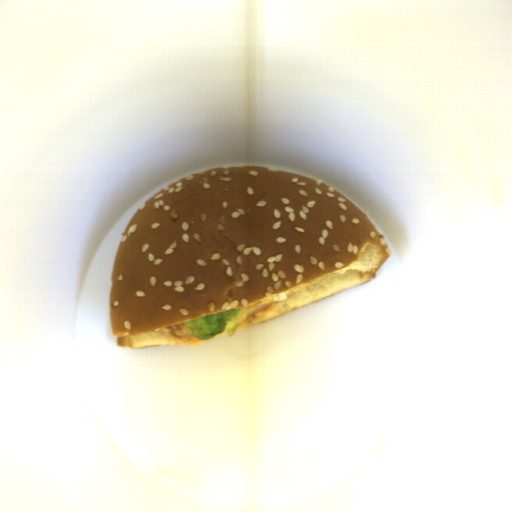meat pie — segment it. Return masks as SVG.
Instances as JSON below:
<instances>
[{
  "instance_id": "meat-pie-1",
  "label": "meat pie",
  "mask_w": 512,
  "mask_h": 512,
  "mask_svg": "<svg viewBox=\"0 0 512 512\" xmlns=\"http://www.w3.org/2000/svg\"><path fill=\"white\" fill-rule=\"evenodd\" d=\"M185 322H179L174 325H169L162 328V332L164 336L168 337L170 340L176 343V345L185 346L188 345L189 348L198 347L199 345L206 343L210 340H199L197 337L192 335V332L185 327Z\"/></svg>"
},
{
  "instance_id": "meat-pie-2",
  "label": "meat pie",
  "mask_w": 512,
  "mask_h": 512,
  "mask_svg": "<svg viewBox=\"0 0 512 512\" xmlns=\"http://www.w3.org/2000/svg\"><path fill=\"white\" fill-rule=\"evenodd\" d=\"M277 302V299L271 297L269 299L256 301L250 304L247 307L248 312L246 317L239 326L235 327L236 332H240L241 330H243L246 326H248L251 320L259 316L260 314H266L267 312H269Z\"/></svg>"
}]
</instances>
